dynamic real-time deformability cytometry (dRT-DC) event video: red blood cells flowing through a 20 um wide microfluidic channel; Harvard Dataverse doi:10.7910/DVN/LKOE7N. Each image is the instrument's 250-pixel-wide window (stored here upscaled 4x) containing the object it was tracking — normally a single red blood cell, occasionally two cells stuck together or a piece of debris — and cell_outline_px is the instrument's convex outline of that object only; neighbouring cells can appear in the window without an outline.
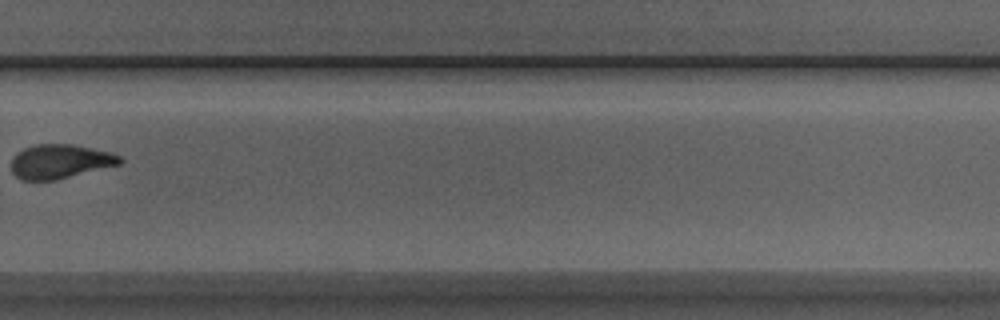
{"species": "Egyptian fruit bat (a non-hibernating species)", "species_latin": "Rousettus aegyptiacus", "temperature_condition": "room temperature", "stored_images_in_passage": 14, "camera_frame_rate_fps": 3000, "um_per_image_px": 0.085, "animal": {"sex": "male"}, "frame": {"image": 1, "passage_image": 10, "time_ms": 11.333, "image_size_px": [1000, 320], "cell_outline_px": [[124, 160], [120, 164], [56, 180], [20, 180], [12, 172], [12, 156], [16, 152], [24, 148], [36, 144], [72, 144], [108, 152], [120, 156]], "centroid_in_image_um": [5.07, 13.72], "position_along_channel_um": 324.7, "area_um2": 21.56}}
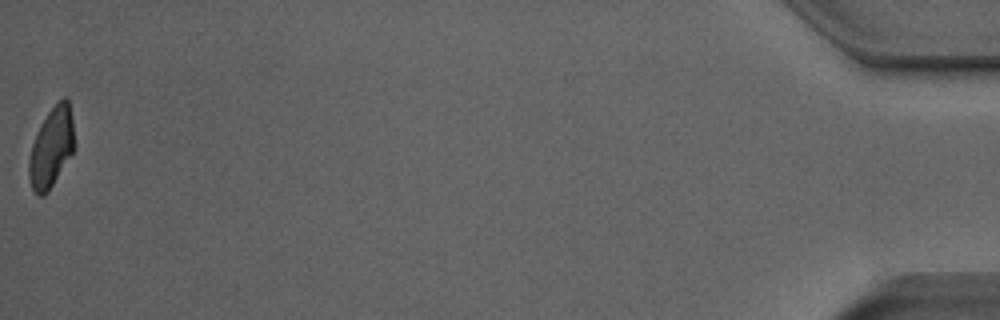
{"frame": {"image": 2, "passage_image": 14, "time_ms": 16.667, "image_size_px": [1000, 320], "cell_outline_px": [[72, 152], [48, 192], [44, 196], [40, 196], [32, 188], [28, 176], [28, 164], [32, 144], [40, 124], [48, 112], [64, 96], [68, 100], [72, 120]], "centroid_in_image_um": [4.32, 12.55], "position_along_channel_um": 430.9, "area_um2": 20.4}, "authors_computed_cell_mechanics": {"area_um2": 21.3571, "velocity_mm_per_s": 3.9774, "shape_relaxation_time_tau1_ms": 4.0172, "shape_relaxation_time_tau2_ms": null, "deformation_change_tau1": 0.0894, "deformation_change_tau2": null}}